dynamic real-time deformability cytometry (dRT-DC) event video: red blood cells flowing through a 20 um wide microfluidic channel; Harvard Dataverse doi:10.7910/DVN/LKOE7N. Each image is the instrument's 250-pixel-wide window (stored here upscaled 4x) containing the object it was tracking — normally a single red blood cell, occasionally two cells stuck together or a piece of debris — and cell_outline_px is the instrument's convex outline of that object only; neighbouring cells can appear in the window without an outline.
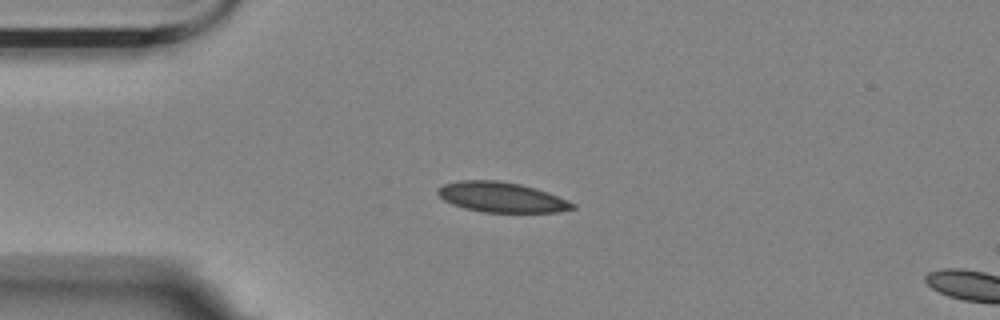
{"species": "Egyptian fruit bat (a non-hibernating species)", "species_latin": "Rousettus aegyptiacus", "temperature_condition": "room temperature", "stored_images_in_passage": 3, "camera_frame_rate_fps": 3000, "um_per_image_px": 0.085, "animal": {"sex": "female"}, "frame": {"image": 1, "passage_image": 2, "time_ms": 0.333, "image_size_px": [1000, 320], "cell_outline_px": [[576, 208], [560, 212], [484, 212], [464, 208], [452, 204], [444, 200], [436, 192], [444, 184], [460, 180], [496, 180], [520, 184], [536, 188], [548, 192], [568, 200], [576, 204]], "centroid_in_image_um": [42.66, 16.76], "position_along_channel_um": 42.3, "area_um2": 23.64}}